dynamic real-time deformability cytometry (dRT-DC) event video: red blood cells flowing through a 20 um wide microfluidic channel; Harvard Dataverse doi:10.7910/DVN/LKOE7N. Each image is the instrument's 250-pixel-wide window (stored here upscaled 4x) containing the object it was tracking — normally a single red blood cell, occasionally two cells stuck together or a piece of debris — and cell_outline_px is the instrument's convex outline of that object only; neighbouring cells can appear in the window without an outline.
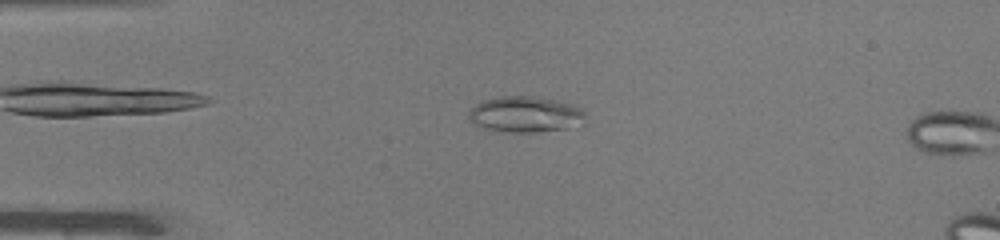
{"species": "common noctule bat (a hibernating species)", "species_latin": "Nyctalus noctula", "temperature_condition": "warm", "stored_images_in_passage": 4, "camera_frame_rate_fps": 3000, "um_per_image_px": 0.085, "animal": {"sex": "male", "body_mass_g": 19.0, "forearm_length_mm": 50.8}, "frame": {"image": 1, "passage_image": 2, "time_ms": 0.333, "image_size_px": [1000, 240], "cell_outline_px": [[584, 124], [568, 128], [532, 132], [512, 132], [484, 128], [476, 124], [468, 116], [468, 112], [476, 104], [484, 100], [500, 96], [532, 96], [556, 100], [572, 104], [580, 108], [584, 112]], "centroid_in_image_um": [44.68, 9.71], "position_along_channel_um": 40.3, "area_um2": 24.22}}